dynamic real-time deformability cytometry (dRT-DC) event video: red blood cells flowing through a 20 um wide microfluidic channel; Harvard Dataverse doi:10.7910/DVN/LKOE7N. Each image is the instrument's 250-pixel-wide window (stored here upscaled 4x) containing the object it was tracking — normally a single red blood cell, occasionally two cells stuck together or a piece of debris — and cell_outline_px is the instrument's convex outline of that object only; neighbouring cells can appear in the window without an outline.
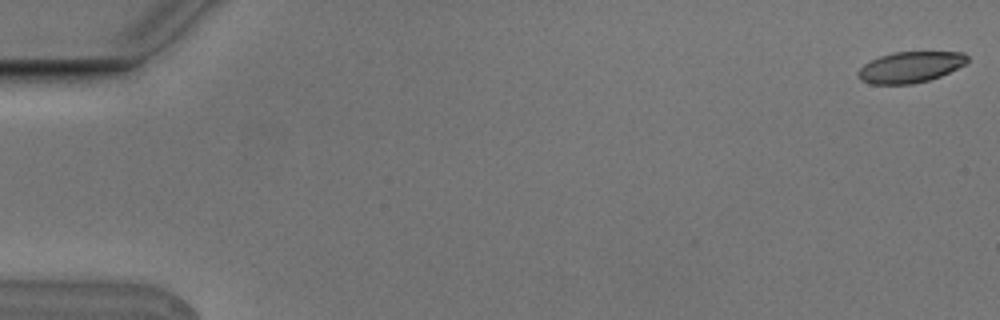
{"species": "Egyptian fruit bat (a non-hibernating species)", "species_latin": "Rousettus aegyptiacus", "temperature_condition": "cold", "stored_images_in_passage": 6, "camera_frame_rate_fps": 3000, "um_per_image_px": 0.085, "animal": {"sex": "male"}, "frame": {"image": 1, "passage_image": 1, "time_ms": 0.0, "image_size_px": [1000, 320], "cell_outline_px": [[968, 60], [964, 64], [940, 76], [928, 80], [912, 84], [872, 84], [860, 80], [856, 76], [856, 72], [864, 64], [880, 56], [892, 52], [964, 52], [968, 56]], "centroid_in_image_um": [77.33, 5.7], "position_along_channel_um": 7.7, "area_um2": 19.65}}
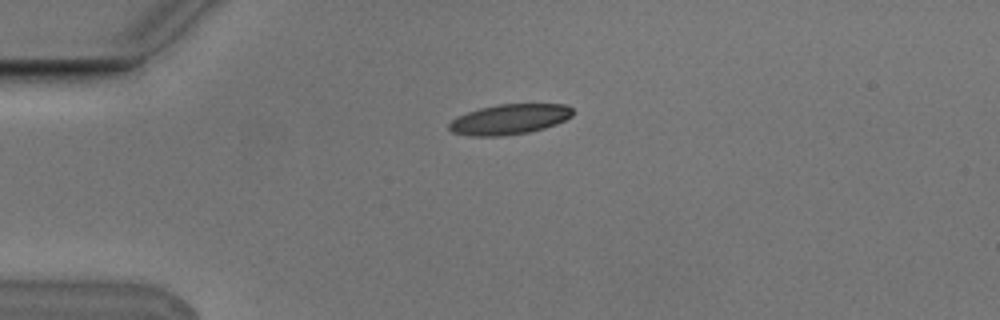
{"frame": {"image": 2, "passage_image": 4, "time_ms": 1.0, "image_size_px": [1000, 320], "cell_outline_px": [[572, 116], [556, 124], [544, 128], [528, 132], [504, 136], [472, 136], [452, 132], [448, 128], [448, 124], [456, 116], [480, 108], [496, 104], [564, 104], [572, 108]], "centroid_in_image_um": [43.28, 10.14], "position_along_channel_um": 41.7, "area_um2": 21.79}}